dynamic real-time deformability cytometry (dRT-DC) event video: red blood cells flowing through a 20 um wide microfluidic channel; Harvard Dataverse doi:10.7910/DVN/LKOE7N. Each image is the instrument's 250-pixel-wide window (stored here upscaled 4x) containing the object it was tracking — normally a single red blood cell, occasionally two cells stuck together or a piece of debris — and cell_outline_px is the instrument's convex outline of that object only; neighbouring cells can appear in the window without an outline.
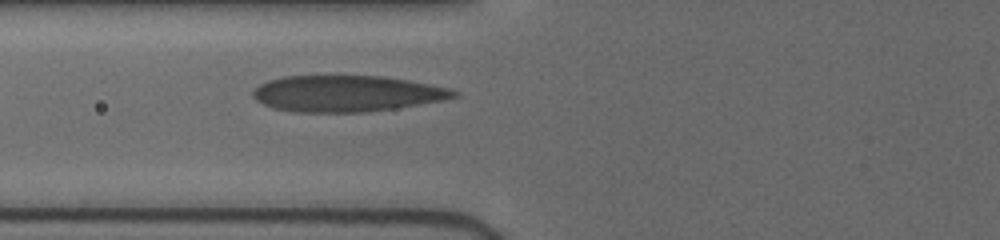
{"species": "human", "species_latin": "Homo sapiens", "temperature_condition": "cold", "stored_images_in_passage": 3, "camera_frame_rate_fps": 3000, "um_per_image_px": 0.085, "donor": {"sex": "female"}, "frame": {"image": 1, "passage_image": 3, "time_ms": 2.0, "image_size_px": [1000, 240], "cell_outline_px": [[460, 96], [444, 100], [392, 108], [364, 112], [296, 112], [272, 108], [256, 100], [252, 96], [252, 92], [260, 84], [268, 80], [284, 76], [380, 76], [408, 80], [448, 88], [460, 92]], "centroid_in_image_um": [29.45, 7.95], "position_along_channel_um": 96.3, "area_um2": 42.19}}